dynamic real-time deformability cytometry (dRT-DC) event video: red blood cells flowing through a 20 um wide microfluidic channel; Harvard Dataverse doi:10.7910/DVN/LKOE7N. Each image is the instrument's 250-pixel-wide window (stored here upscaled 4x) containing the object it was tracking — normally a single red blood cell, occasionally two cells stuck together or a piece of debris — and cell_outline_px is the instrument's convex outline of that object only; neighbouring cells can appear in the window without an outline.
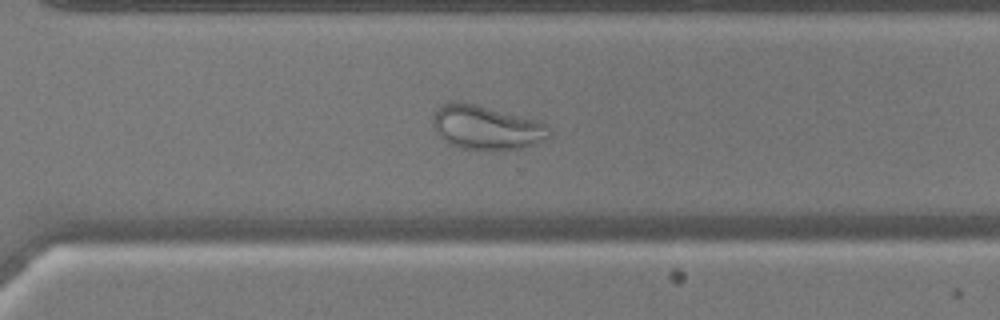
{"species": "common noctule bat (a hibernating species)", "species_latin": "Nyctalus noctula", "temperature_condition": "warm", "stored_images_in_passage": 53, "camera_frame_rate_fps": 3000, "um_per_image_px": 0.085, "animal": {"sex": "male", "body_mass_g": 17.9, "forearm_length_mm": 54.2}, "frame": {"image": 1, "passage_image": 38, "time_ms": 12.333, "image_size_px": [1000, 320], "cell_outline_px": [[552, 136], [536, 144], [520, 148], [460, 148], [448, 144], [436, 132], [432, 124], [432, 120], [436, 108], [444, 104], [460, 100], [476, 104], [536, 120], [544, 124], [552, 132]], "centroid_in_image_um": [41.31, 10.81], "position_along_channel_um": 329.3, "area_um2": 29.54}}
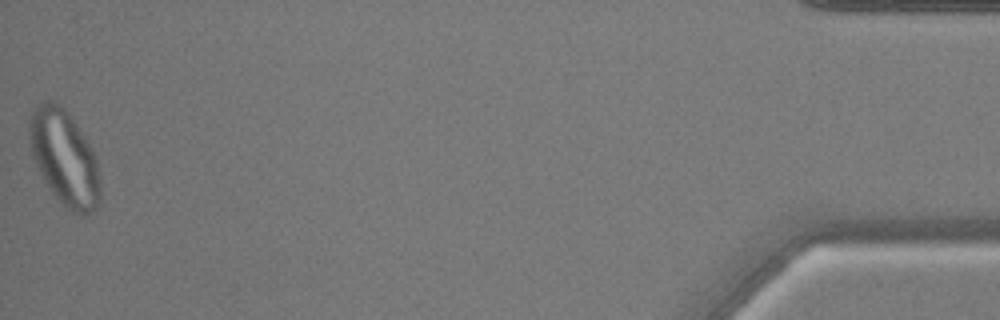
{"frame": {"image": 2, "passage_image": 53, "time_ms": 17.333, "image_size_px": [1000, 320], "cell_outline_px": [[100, 200], [96, 208], [88, 216], [80, 216], [64, 208], [40, 176], [32, 156], [28, 132], [28, 120], [32, 108], [40, 100], [52, 100], [64, 108], [76, 124], [92, 148], [96, 160], [100, 176]], "centroid_in_image_um": [5.45, 13.43], "position_along_channel_um": 429.8, "area_um2": 40.11}}